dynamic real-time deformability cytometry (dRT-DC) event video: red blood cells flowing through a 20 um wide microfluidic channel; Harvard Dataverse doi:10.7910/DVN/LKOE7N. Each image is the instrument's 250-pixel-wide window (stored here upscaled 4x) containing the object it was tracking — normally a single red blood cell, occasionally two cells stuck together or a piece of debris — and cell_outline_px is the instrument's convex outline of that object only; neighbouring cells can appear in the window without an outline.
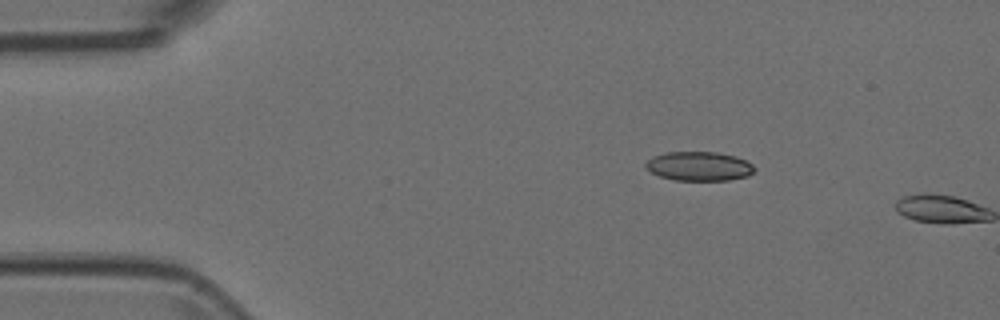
{"species": "Egyptian fruit bat (a non-hibernating species)", "species_latin": "Rousettus aegyptiacus", "temperature_condition": "room temperature", "stored_images_in_passage": 2, "camera_frame_rate_fps": 3000, "um_per_image_px": 0.085, "animal": {"sex": "female"}, "frame": {"image": 1, "passage_image": 1, "time_ms": 0.0, "image_size_px": [1000, 320], "cell_outline_px": [[756, 168], [748, 176], [728, 180], [676, 180], [660, 176], [652, 172], [644, 164], [652, 156], [668, 152], [716, 152], [736, 156], [752, 164]], "centroid_in_image_um": [59.43, 14.12], "position_along_channel_um": 25.6, "area_um2": 18.32}}